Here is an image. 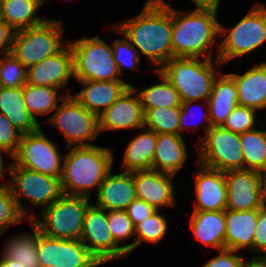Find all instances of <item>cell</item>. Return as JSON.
<instances>
[{
	"instance_id": "obj_15",
	"label": "cell",
	"mask_w": 266,
	"mask_h": 267,
	"mask_svg": "<svg viewBox=\"0 0 266 267\" xmlns=\"http://www.w3.org/2000/svg\"><path fill=\"white\" fill-rule=\"evenodd\" d=\"M227 206L232 211L261 209V172L242 169L225 172Z\"/></svg>"
},
{
	"instance_id": "obj_18",
	"label": "cell",
	"mask_w": 266,
	"mask_h": 267,
	"mask_svg": "<svg viewBox=\"0 0 266 267\" xmlns=\"http://www.w3.org/2000/svg\"><path fill=\"white\" fill-rule=\"evenodd\" d=\"M133 180L136 198L148 203L156 210L161 207H175L174 175L156 170L134 171Z\"/></svg>"
},
{
	"instance_id": "obj_6",
	"label": "cell",
	"mask_w": 266,
	"mask_h": 267,
	"mask_svg": "<svg viewBox=\"0 0 266 267\" xmlns=\"http://www.w3.org/2000/svg\"><path fill=\"white\" fill-rule=\"evenodd\" d=\"M221 37L215 57L223 65L258 49L266 43V6L257 2L234 27L226 28L221 23Z\"/></svg>"
},
{
	"instance_id": "obj_25",
	"label": "cell",
	"mask_w": 266,
	"mask_h": 267,
	"mask_svg": "<svg viewBox=\"0 0 266 267\" xmlns=\"http://www.w3.org/2000/svg\"><path fill=\"white\" fill-rule=\"evenodd\" d=\"M188 159L185 141L182 135L168 133L157 134L152 169L174 175Z\"/></svg>"
},
{
	"instance_id": "obj_42",
	"label": "cell",
	"mask_w": 266,
	"mask_h": 267,
	"mask_svg": "<svg viewBox=\"0 0 266 267\" xmlns=\"http://www.w3.org/2000/svg\"><path fill=\"white\" fill-rule=\"evenodd\" d=\"M205 103V107L202 108V103L198 104V102L196 101H188V102H183L181 103L180 106V120H179V135H183L182 132H184V130H188V128H191V125H193V128H198L199 127V123H192V124H188V119H190V116L193 117L192 115H194V110L193 108L197 107H201L202 109H205L206 111L204 113H201L202 117L201 119H203L204 122H206L207 124L204 126V135L203 137L201 136V138L198 141H201L207 134V131L212 127L211 126V122H210V117H209V106H208V101H204ZM195 106V107H194ZM197 109V108H196ZM201 109V110H202ZM194 118V117H193Z\"/></svg>"
},
{
	"instance_id": "obj_43",
	"label": "cell",
	"mask_w": 266,
	"mask_h": 267,
	"mask_svg": "<svg viewBox=\"0 0 266 267\" xmlns=\"http://www.w3.org/2000/svg\"><path fill=\"white\" fill-rule=\"evenodd\" d=\"M256 228L257 231L253 237V252H256V255H254L252 258L266 259V207L264 206L259 211Z\"/></svg>"
},
{
	"instance_id": "obj_32",
	"label": "cell",
	"mask_w": 266,
	"mask_h": 267,
	"mask_svg": "<svg viewBox=\"0 0 266 267\" xmlns=\"http://www.w3.org/2000/svg\"><path fill=\"white\" fill-rule=\"evenodd\" d=\"M57 87L33 86L26 83L23 86V97L25 106L29 113L37 120L35 115H46L57 109L58 101L65 95H58Z\"/></svg>"
},
{
	"instance_id": "obj_28",
	"label": "cell",
	"mask_w": 266,
	"mask_h": 267,
	"mask_svg": "<svg viewBox=\"0 0 266 267\" xmlns=\"http://www.w3.org/2000/svg\"><path fill=\"white\" fill-rule=\"evenodd\" d=\"M44 0H0L1 19L14 31L42 24L46 19L36 14Z\"/></svg>"
},
{
	"instance_id": "obj_41",
	"label": "cell",
	"mask_w": 266,
	"mask_h": 267,
	"mask_svg": "<svg viewBox=\"0 0 266 267\" xmlns=\"http://www.w3.org/2000/svg\"><path fill=\"white\" fill-rule=\"evenodd\" d=\"M22 133L13 126L9 119L0 113V150L9 153L12 158L19 147Z\"/></svg>"
},
{
	"instance_id": "obj_50",
	"label": "cell",
	"mask_w": 266,
	"mask_h": 267,
	"mask_svg": "<svg viewBox=\"0 0 266 267\" xmlns=\"http://www.w3.org/2000/svg\"><path fill=\"white\" fill-rule=\"evenodd\" d=\"M261 194H262V204L266 207V171L261 172Z\"/></svg>"
},
{
	"instance_id": "obj_46",
	"label": "cell",
	"mask_w": 266,
	"mask_h": 267,
	"mask_svg": "<svg viewBox=\"0 0 266 267\" xmlns=\"http://www.w3.org/2000/svg\"><path fill=\"white\" fill-rule=\"evenodd\" d=\"M15 31L2 19L0 20V55L9 53L12 49V43Z\"/></svg>"
},
{
	"instance_id": "obj_37",
	"label": "cell",
	"mask_w": 266,
	"mask_h": 267,
	"mask_svg": "<svg viewBox=\"0 0 266 267\" xmlns=\"http://www.w3.org/2000/svg\"><path fill=\"white\" fill-rule=\"evenodd\" d=\"M21 213L10 188L5 183L0 185V237L10 225H16L28 219Z\"/></svg>"
},
{
	"instance_id": "obj_4",
	"label": "cell",
	"mask_w": 266,
	"mask_h": 267,
	"mask_svg": "<svg viewBox=\"0 0 266 267\" xmlns=\"http://www.w3.org/2000/svg\"><path fill=\"white\" fill-rule=\"evenodd\" d=\"M220 65L223 64L215 57H173L159 71L177 90L181 103L201 102L209 100L214 80L219 74L216 68Z\"/></svg>"
},
{
	"instance_id": "obj_9",
	"label": "cell",
	"mask_w": 266,
	"mask_h": 267,
	"mask_svg": "<svg viewBox=\"0 0 266 267\" xmlns=\"http://www.w3.org/2000/svg\"><path fill=\"white\" fill-rule=\"evenodd\" d=\"M8 174L10 182L6 184L17 202L21 213L28 219V210L23 206L22 200H30L31 207H49L62 194L61 181L58 177L44 175L10 163Z\"/></svg>"
},
{
	"instance_id": "obj_12",
	"label": "cell",
	"mask_w": 266,
	"mask_h": 267,
	"mask_svg": "<svg viewBox=\"0 0 266 267\" xmlns=\"http://www.w3.org/2000/svg\"><path fill=\"white\" fill-rule=\"evenodd\" d=\"M55 143L46 137L41 127L34 132L22 134L13 163L19 167L44 175L61 178L62 154Z\"/></svg>"
},
{
	"instance_id": "obj_16",
	"label": "cell",
	"mask_w": 266,
	"mask_h": 267,
	"mask_svg": "<svg viewBox=\"0 0 266 267\" xmlns=\"http://www.w3.org/2000/svg\"><path fill=\"white\" fill-rule=\"evenodd\" d=\"M99 132L144 128V111L136 89L130 85L98 116Z\"/></svg>"
},
{
	"instance_id": "obj_17",
	"label": "cell",
	"mask_w": 266,
	"mask_h": 267,
	"mask_svg": "<svg viewBox=\"0 0 266 267\" xmlns=\"http://www.w3.org/2000/svg\"><path fill=\"white\" fill-rule=\"evenodd\" d=\"M74 77L73 53L69 43L55 55L47 57L26 72V83L64 89Z\"/></svg>"
},
{
	"instance_id": "obj_14",
	"label": "cell",
	"mask_w": 266,
	"mask_h": 267,
	"mask_svg": "<svg viewBox=\"0 0 266 267\" xmlns=\"http://www.w3.org/2000/svg\"><path fill=\"white\" fill-rule=\"evenodd\" d=\"M37 256L40 267H98L100 262L80 240L55 239L39 231Z\"/></svg>"
},
{
	"instance_id": "obj_47",
	"label": "cell",
	"mask_w": 266,
	"mask_h": 267,
	"mask_svg": "<svg viewBox=\"0 0 266 267\" xmlns=\"http://www.w3.org/2000/svg\"><path fill=\"white\" fill-rule=\"evenodd\" d=\"M196 6L195 10L212 11L217 13L220 5V0H192Z\"/></svg>"
},
{
	"instance_id": "obj_44",
	"label": "cell",
	"mask_w": 266,
	"mask_h": 267,
	"mask_svg": "<svg viewBox=\"0 0 266 267\" xmlns=\"http://www.w3.org/2000/svg\"><path fill=\"white\" fill-rule=\"evenodd\" d=\"M218 256L212 257L202 267H244L246 259L236 255L238 251L223 249Z\"/></svg>"
},
{
	"instance_id": "obj_13",
	"label": "cell",
	"mask_w": 266,
	"mask_h": 267,
	"mask_svg": "<svg viewBox=\"0 0 266 267\" xmlns=\"http://www.w3.org/2000/svg\"><path fill=\"white\" fill-rule=\"evenodd\" d=\"M80 241L101 265L127 256L122 248L114 242L107 224V211L92 203L84 215Z\"/></svg>"
},
{
	"instance_id": "obj_19",
	"label": "cell",
	"mask_w": 266,
	"mask_h": 267,
	"mask_svg": "<svg viewBox=\"0 0 266 267\" xmlns=\"http://www.w3.org/2000/svg\"><path fill=\"white\" fill-rule=\"evenodd\" d=\"M194 175V211H225L227 206V185L225 172L208 168L200 163Z\"/></svg>"
},
{
	"instance_id": "obj_39",
	"label": "cell",
	"mask_w": 266,
	"mask_h": 267,
	"mask_svg": "<svg viewBox=\"0 0 266 267\" xmlns=\"http://www.w3.org/2000/svg\"><path fill=\"white\" fill-rule=\"evenodd\" d=\"M113 56L117 64L120 75H122V68H131L139 71L137 68L140 63V56L137 49L131 45V42L124 36V39H116L112 42Z\"/></svg>"
},
{
	"instance_id": "obj_8",
	"label": "cell",
	"mask_w": 266,
	"mask_h": 267,
	"mask_svg": "<svg viewBox=\"0 0 266 267\" xmlns=\"http://www.w3.org/2000/svg\"><path fill=\"white\" fill-rule=\"evenodd\" d=\"M62 22L46 19L42 24L15 31L11 53L26 68L55 55L65 45Z\"/></svg>"
},
{
	"instance_id": "obj_29",
	"label": "cell",
	"mask_w": 266,
	"mask_h": 267,
	"mask_svg": "<svg viewBox=\"0 0 266 267\" xmlns=\"http://www.w3.org/2000/svg\"><path fill=\"white\" fill-rule=\"evenodd\" d=\"M144 129V132L136 135L127 144L121 167L123 171L132 173L152 169L157 134L147 128Z\"/></svg>"
},
{
	"instance_id": "obj_24",
	"label": "cell",
	"mask_w": 266,
	"mask_h": 267,
	"mask_svg": "<svg viewBox=\"0 0 266 267\" xmlns=\"http://www.w3.org/2000/svg\"><path fill=\"white\" fill-rule=\"evenodd\" d=\"M237 105V86L234 79L228 73H219L214 80L208 100L211 126H223Z\"/></svg>"
},
{
	"instance_id": "obj_23",
	"label": "cell",
	"mask_w": 266,
	"mask_h": 267,
	"mask_svg": "<svg viewBox=\"0 0 266 267\" xmlns=\"http://www.w3.org/2000/svg\"><path fill=\"white\" fill-rule=\"evenodd\" d=\"M228 74L237 86L238 105L266 110V62L255 64L243 74Z\"/></svg>"
},
{
	"instance_id": "obj_38",
	"label": "cell",
	"mask_w": 266,
	"mask_h": 267,
	"mask_svg": "<svg viewBox=\"0 0 266 267\" xmlns=\"http://www.w3.org/2000/svg\"><path fill=\"white\" fill-rule=\"evenodd\" d=\"M0 59V86L16 88L26 84L27 69L12 55L3 53Z\"/></svg>"
},
{
	"instance_id": "obj_26",
	"label": "cell",
	"mask_w": 266,
	"mask_h": 267,
	"mask_svg": "<svg viewBox=\"0 0 266 267\" xmlns=\"http://www.w3.org/2000/svg\"><path fill=\"white\" fill-rule=\"evenodd\" d=\"M190 229L204 245L219 251L225 249V211H193Z\"/></svg>"
},
{
	"instance_id": "obj_22",
	"label": "cell",
	"mask_w": 266,
	"mask_h": 267,
	"mask_svg": "<svg viewBox=\"0 0 266 267\" xmlns=\"http://www.w3.org/2000/svg\"><path fill=\"white\" fill-rule=\"evenodd\" d=\"M260 209L232 211L225 210V249L253 251V237L257 231Z\"/></svg>"
},
{
	"instance_id": "obj_45",
	"label": "cell",
	"mask_w": 266,
	"mask_h": 267,
	"mask_svg": "<svg viewBox=\"0 0 266 267\" xmlns=\"http://www.w3.org/2000/svg\"><path fill=\"white\" fill-rule=\"evenodd\" d=\"M155 211L156 209H154L145 201L138 198L132 201L126 209L127 215L133 222L134 226L142 222Z\"/></svg>"
},
{
	"instance_id": "obj_49",
	"label": "cell",
	"mask_w": 266,
	"mask_h": 267,
	"mask_svg": "<svg viewBox=\"0 0 266 267\" xmlns=\"http://www.w3.org/2000/svg\"><path fill=\"white\" fill-rule=\"evenodd\" d=\"M244 267H266V259L251 258L245 262Z\"/></svg>"
},
{
	"instance_id": "obj_48",
	"label": "cell",
	"mask_w": 266,
	"mask_h": 267,
	"mask_svg": "<svg viewBox=\"0 0 266 267\" xmlns=\"http://www.w3.org/2000/svg\"><path fill=\"white\" fill-rule=\"evenodd\" d=\"M0 267H23L21 263L16 260L0 256Z\"/></svg>"
},
{
	"instance_id": "obj_27",
	"label": "cell",
	"mask_w": 266,
	"mask_h": 267,
	"mask_svg": "<svg viewBox=\"0 0 266 267\" xmlns=\"http://www.w3.org/2000/svg\"><path fill=\"white\" fill-rule=\"evenodd\" d=\"M0 113L22 134L37 131L40 123L29 113L23 97V86L16 88L0 86Z\"/></svg>"
},
{
	"instance_id": "obj_3",
	"label": "cell",
	"mask_w": 266,
	"mask_h": 267,
	"mask_svg": "<svg viewBox=\"0 0 266 267\" xmlns=\"http://www.w3.org/2000/svg\"><path fill=\"white\" fill-rule=\"evenodd\" d=\"M218 13L172 7V58L213 59L216 37L220 35Z\"/></svg>"
},
{
	"instance_id": "obj_33",
	"label": "cell",
	"mask_w": 266,
	"mask_h": 267,
	"mask_svg": "<svg viewBox=\"0 0 266 267\" xmlns=\"http://www.w3.org/2000/svg\"><path fill=\"white\" fill-rule=\"evenodd\" d=\"M244 169L266 171V129L257 128L240 134Z\"/></svg>"
},
{
	"instance_id": "obj_31",
	"label": "cell",
	"mask_w": 266,
	"mask_h": 267,
	"mask_svg": "<svg viewBox=\"0 0 266 267\" xmlns=\"http://www.w3.org/2000/svg\"><path fill=\"white\" fill-rule=\"evenodd\" d=\"M155 72L161 78L162 82L142 90L132 85L140 96L142 108L154 109L157 107H180L181 100L177 90L163 73L157 69H155Z\"/></svg>"
},
{
	"instance_id": "obj_1",
	"label": "cell",
	"mask_w": 266,
	"mask_h": 267,
	"mask_svg": "<svg viewBox=\"0 0 266 267\" xmlns=\"http://www.w3.org/2000/svg\"><path fill=\"white\" fill-rule=\"evenodd\" d=\"M112 25L157 70L172 58V6L165 0H148L137 16Z\"/></svg>"
},
{
	"instance_id": "obj_30",
	"label": "cell",
	"mask_w": 266,
	"mask_h": 267,
	"mask_svg": "<svg viewBox=\"0 0 266 267\" xmlns=\"http://www.w3.org/2000/svg\"><path fill=\"white\" fill-rule=\"evenodd\" d=\"M33 234L19 233L5 243L2 256L18 261L23 267H40L37 256L39 230L29 221Z\"/></svg>"
},
{
	"instance_id": "obj_51",
	"label": "cell",
	"mask_w": 266,
	"mask_h": 267,
	"mask_svg": "<svg viewBox=\"0 0 266 267\" xmlns=\"http://www.w3.org/2000/svg\"><path fill=\"white\" fill-rule=\"evenodd\" d=\"M3 151L0 150V179L5 178V171H8L10 163L5 164L4 159H3Z\"/></svg>"
},
{
	"instance_id": "obj_21",
	"label": "cell",
	"mask_w": 266,
	"mask_h": 267,
	"mask_svg": "<svg viewBox=\"0 0 266 267\" xmlns=\"http://www.w3.org/2000/svg\"><path fill=\"white\" fill-rule=\"evenodd\" d=\"M84 87L73 97L89 112L99 116L132 84L125 81H79Z\"/></svg>"
},
{
	"instance_id": "obj_11",
	"label": "cell",
	"mask_w": 266,
	"mask_h": 267,
	"mask_svg": "<svg viewBox=\"0 0 266 267\" xmlns=\"http://www.w3.org/2000/svg\"><path fill=\"white\" fill-rule=\"evenodd\" d=\"M198 160L208 168L227 172L244 169L240 134L219 127H211L197 148Z\"/></svg>"
},
{
	"instance_id": "obj_40",
	"label": "cell",
	"mask_w": 266,
	"mask_h": 267,
	"mask_svg": "<svg viewBox=\"0 0 266 267\" xmlns=\"http://www.w3.org/2000/svg\"><path fill=\"white\" fill-rule=\"evenodd\" d=\"M256 111L249 107L237 105L222 127L238 134L255 129Z\"/></svg>"
},
{
	"instance_id": "obj_35",
	"label": "cell",
	"mask_w": 266,
	"mask_h": 267,
	"mask_svg": "<svg viewBox=\"0 0 266 267\" xmlns=\"http://www.w3.org/2000/svg\"><path fill=\"white\" fill-rule=\"evenodd\" d=\"M107 224L114 239V242L129 255L135 250V226L128 217L126 210L107 211ZM134 238V241L127 245L120 246V241Z\"/></svg>"
},
{
	"instance_id": "obj_20",
	"label": "cell",
	"mask_w": 266,
	"mask_h": 267,
	"mask_svg": "<svg viewBox=\"0 0 266 267\" xmlns=\"http://www.w3.org/2000/svg\"><path fill=\"white\" fill-rule=\"evenodd\" d=\"M97 207L106 211L126 210L128 205L136 199L133 174L122 171L107 174L96 195Z\"/></svg>"
},
{
	"instance_id": "obj_34",
	"label": "cell",
	"mask_w": 266,
	"mask_h": 267,
	"mask_svg": "<svg viewBox=\"0 0 266 267\" xmlns=\"http://www.w3.org/2000/svg\"><path fill=\"white\" fill-rule=\"evenodd\" d=\"M144 128L156 134L168 133L179 135L180 107H157L143 109Z\"/></svg>"
},
{
	"instance_id": "obj_36",
	"label": "cell",
	"mask_w": 266,
	"mask_h": 267,
	"mask_svg": "<svg viewBox=\"0 0 266 267\" xmlns=\"http://www.w3.org/2000/svg\"><path fill=\"white\" fill-rule=\"evenodd\" d=\"M160 213L159 210H156L135 226V248L143 242L157 244L165 237L168 221Z\"/></svg>"
},
{
	"instance_id": "obj_5",
	"label": "cell",
	"mask_w": 266,
	"mask_h": 267,
	"mask_svg": "<svg viewBox=\"0 0 266 267\" xmlns=\"http://www.w3.org/2000/svg\"><path fill=\"white\" fill-rule=\"evenodd\" d=\"M89 198L62 194L49 207L36 216L31 213V221L45 236L55 239L80 240L86 209L91 204Z\"/></svg>"
},
{
	"instance_id": "obj_7",
	"label": "cell",
	"mask_w": 266,
	"mask_h": 267,
	"mask_svg": "<svg viewBox=\"0 0 266 267\" xmlns=\"http://www.w3.org/2000/svg\"><path fill=\"white\" fill-rule=\"evenodd\" d=\"M68 43L73 53L74 78L78 81H124L118 76L112 45L100 36H84Z\"/></svg>"
},
{
	"instance_id": "obj_2",
	"label": "cell",
	"mask_w": 266,
	"mask_h": 267,
	"mask_svg": "<svg viewBox=\"0 0 266 267\" xmlns=\"http://www.w3.org/2000/svg\"><path fill=\"white\" fill-rule=\"evenodd\" d=\"M67 148L60 178L63 194L90 199L91 190L98 191L112 170L113 149L97 145Z\"/></svg>"
},
{
	"instance_id": "obj_10",
	"label": "cell",
	"mask_w": 266,
	"mask_h": 267,
	"mask_svg": "<svg viewBox=\"0 0 266 267\" xmlns=\"http://www.w3.org/2000/svg\"><path fill=\"white\" fill-rule=\"evenodd\" d=\"M44 122L60 130L68 147L93 146L90 141L100 134L98 116L89 112L70 92L65 93L54 114Z\"/></svg>"
}]
</instances>
